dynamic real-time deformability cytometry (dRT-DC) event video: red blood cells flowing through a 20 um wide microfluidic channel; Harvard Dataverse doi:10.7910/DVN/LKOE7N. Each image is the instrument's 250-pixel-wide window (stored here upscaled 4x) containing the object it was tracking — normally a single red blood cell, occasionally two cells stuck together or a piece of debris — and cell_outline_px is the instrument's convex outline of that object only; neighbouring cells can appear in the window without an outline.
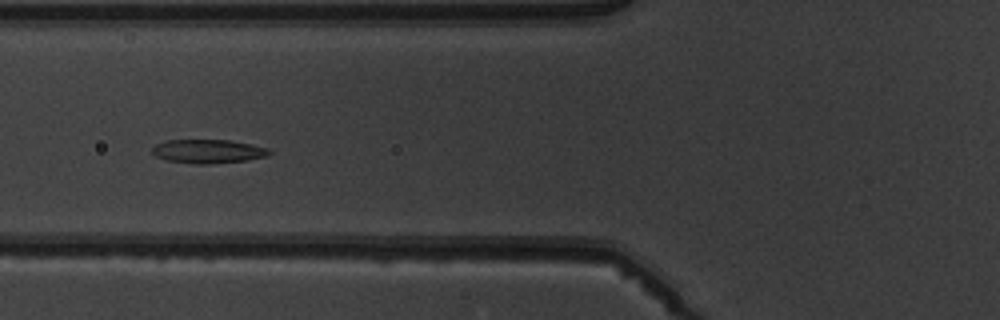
{"species": "common noctule bat (a hibernating species)", "species_latin": "Nyctalus noctula", "temperature_condition": "warm", "stored_images_in_passage": 9, "camera_frame_rate_fps": 3000, "um_per_image_px": 0.085, "animal": {"sex": "male", "body_mass_g": 19.5, "forearm_length_mm": 54.6}, "frame": {"image": 1, "passage_image": 6, "time_ms": 6.667, "image_size_px": [1000, 320], "cell_outline_px": [[272, 152], [268, 156], [248, 160], [208, 164], [196, 164], [168, 160], [156, 156], [152, 152], [152, 148], [156, 144], [164, 140], [232, 140], [252, 144], [268, 148]], "centroid_in_image_um": [17.72, 12.85], "position_along_channel_um": 108.1, "area_um2": 16.3}}
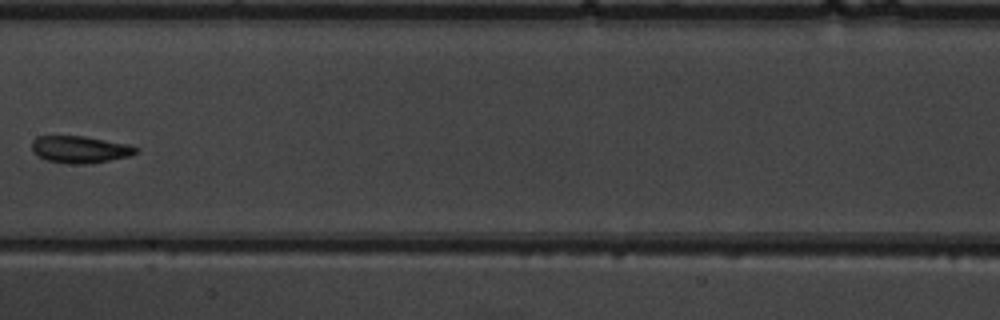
{"frame": {"image": 2, "passage_image": 8, "time_ms": 9.0, "image_size_px": [1000, 320], "cell_outline_px": [[140, 152], [128, 156], [88, 164], [72, 164], [48, 160], [36, 156], [32, 152], [32, 140], [36, 136], [84, 136], [128, 144], [140, 148]], "centroid_in_image_um": [6.79, 12.7], "position_along_channel_um": 200.6, "area_um2": 16.47}}
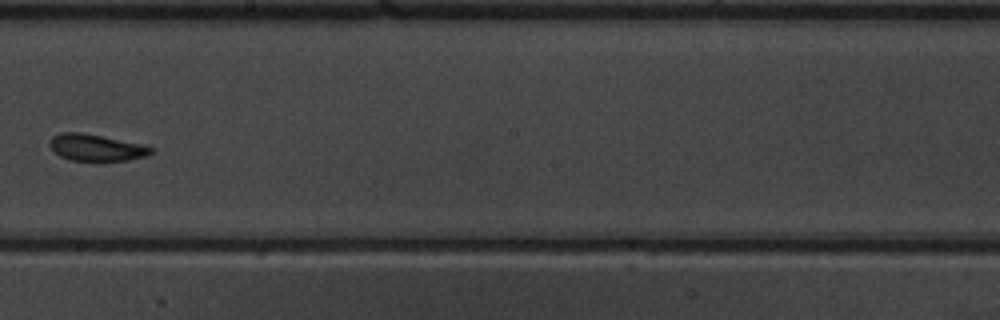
{"frame": {"image": 3, "passage_image": 9, "time_ms": 10.0, "image_size_px": [1000, 320], "cell_outline_px": [[156, 148], [152, 152], [144, 156], [128, 160], [100, 164], [68, 160], [60, 156], [48, 144], [52, 136], [60, 132], [80, 132], [148, 144]], "centroid_in_image_um": [8.23, 12.58], "position_along_channel_um": 240.0, "area_um2": 16.76}}